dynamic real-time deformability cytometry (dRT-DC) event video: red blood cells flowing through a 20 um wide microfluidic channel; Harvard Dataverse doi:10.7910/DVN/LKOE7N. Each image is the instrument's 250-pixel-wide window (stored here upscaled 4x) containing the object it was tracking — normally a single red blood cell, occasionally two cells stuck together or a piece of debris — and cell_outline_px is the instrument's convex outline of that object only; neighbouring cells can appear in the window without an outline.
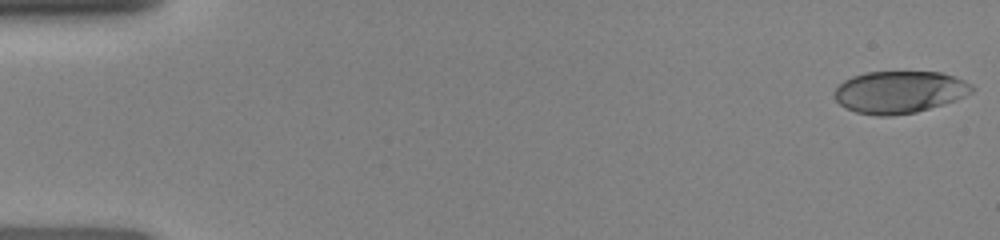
{"species": "human", "species_latin": "Homo sapiens", "temperature_condition": "room temperature", "stored_images_in_passage": 48, "camera_frame_rate_fps": 3000, "um_per_image_px": 0.085, "donor": {"sex": "female"}, "frame": {"image": 1, "passage_image": 1, "time_ms": 0.0, "image_size_px": [1000, 240], "cell_outline_px": [[976, 88], [972, 92], [956, 100], [916, 112], [892, 116], [876, 116], [856, 112], [840, 104], [836, 100], [836, 88], [844, 80], [852, 76], [868, 72], [940, 72], [956, 76], [972, 84]], "centroid_in_image_um": [76.49, 7.82], "position_along_channel_um": 8.5, "area_um2": 33.76}}
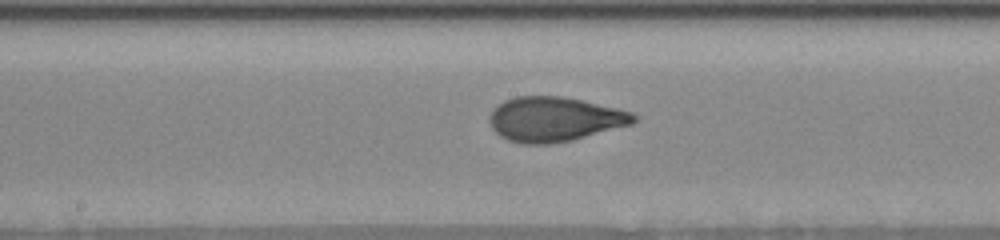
{"frame": {"image": 2, "passage_image": 25, "time_ms": 8.0, "image_size_px": [1000, 240], "cell_outline_px": [[636, 120], [632, 124], [572, 140], [548, 144], [524, 144], [508, 140], [500, 136], [492, 128], [488, 120], [488, 116], [492, 108], [504, 100], [516, 96], [564, 96], [620, 108], [632, 112], [636, 116]], "centroid_in_image_um": [47.11, 10.12], "position_along_channel_um": 201.1, "area_um2": 37.8}}
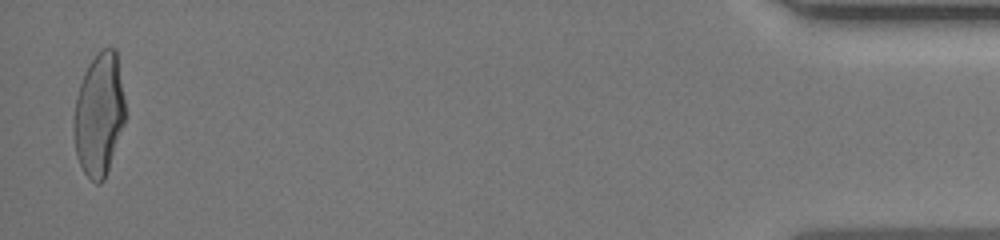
{"frame": {"image": 3, "passage_image": 47, "time_ms": 15.333, "image_size_px": [1000, 240], "cell_outline_px": [[124, 124], [104, 180], [100, 184], [96, 184], [84, 172], [76, 156], [72, 124], [72, 120], [76, 96], [84, 72], [88, 64], [96, 52], [100, 48], [116, 48], [124, 100]], "centroid_in_image_um": [8.39, 9.71], "position_along_channel_um": 426.8, "area_um2": 36.93}}